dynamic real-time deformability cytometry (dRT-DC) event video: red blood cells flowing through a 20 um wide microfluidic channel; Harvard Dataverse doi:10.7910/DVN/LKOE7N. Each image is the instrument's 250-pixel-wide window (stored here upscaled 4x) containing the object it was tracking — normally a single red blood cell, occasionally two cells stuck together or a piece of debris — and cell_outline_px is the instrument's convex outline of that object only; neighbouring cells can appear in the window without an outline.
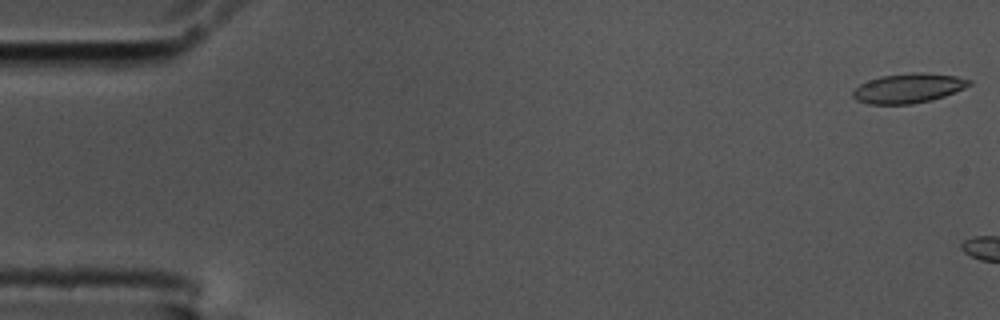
{"species": "common noctule bat (a hibernating species)", "species_latin": "Nyctalus noctula", "temperature_condition": "cold", "stored_images_in_passage": 5, "camera_frame_rate_fps": 3000, "um_per_image_px": 0.085, "animal": {"sex": "male", "body_mass_g": 17.5, "forearm_length_mm": 52.3}, "frame": {"image": 1, "passage_image": 1, "time_ms": 0.0, "image_size_px": [1000, 320], "cell_outline_px": [[972, 84], [964, 88], [944, 96], [932, 100], [912, 104], [868, 104], [856, 100], [852, 96], [852, 92], [860, 84], [868, 80], [880, 76], [912, 72], [920, 72], [956, 76], [972, 80]], "centroid_in_image_um": [77.2, 7.5], "position_along_channel_um": 7.8, "area_um2": 20.11}}